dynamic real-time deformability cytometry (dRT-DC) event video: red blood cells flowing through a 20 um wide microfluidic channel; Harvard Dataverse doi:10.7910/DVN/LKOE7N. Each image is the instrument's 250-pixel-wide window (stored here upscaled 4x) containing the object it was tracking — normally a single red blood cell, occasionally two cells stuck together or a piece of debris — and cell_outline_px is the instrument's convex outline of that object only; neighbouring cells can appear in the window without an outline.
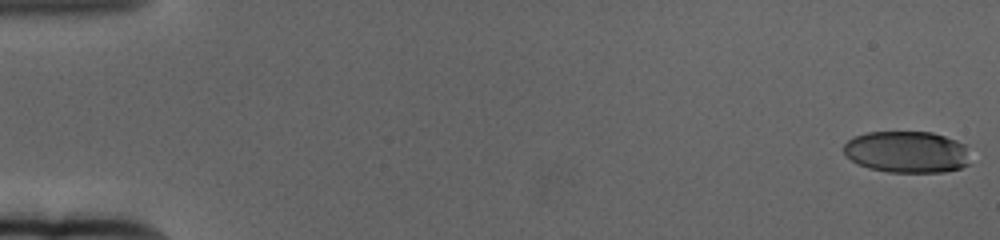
{"species": "human", "species_latin": "Homo sapiens", "temperature_condition": "cold", "stored_images_in_passage": 61, "camera_frame_rate_fps": 3000, "um_per_image_px": 0.085, "donor": {"sex": "female"}, "frame": {"image": 1, "passage_image": 1, "time_ms": 0.0, "image_size_px": [1000, 240], "cell_outline_px": [[968, 164], [960, 168], [944, 172], [888, 172], [868, 168], [856, 164], [844, 156], [844, 144], [852, 136], [868, 132], [932, 132], [956, 140], [964, 144]], "centroid_in_image_um": [77.01, 12.92], "position_along_channel_um": 8.0, "area_um2": 30.81}}
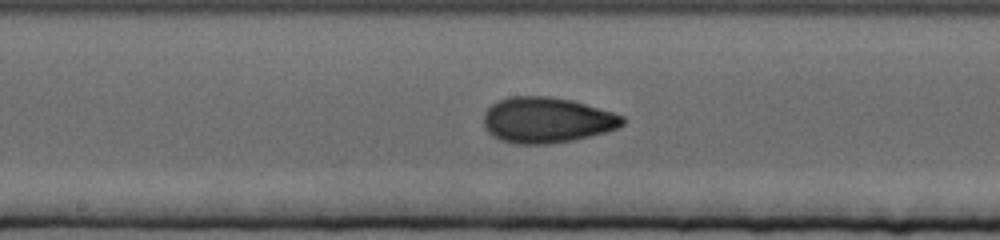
{"frame": {"image": 2, "passage_image": 33, "time_ms": 10.667, "image_size_px": [1000, 240], "cell_outline_px": [[624, 124], [616, 128], [604, 132], [572, 140], [548, 144], [516, 144], [500, 140], [492, 136], [484, 128], [484, 112], [492, 104], [508, 96], [548, 96], [572, 100], [612, 112], [624, 116]], "centroid_in_image_um": [46.44, 10.2], "position_along_channel_um": 201.8, "area_um2": 36.88}}
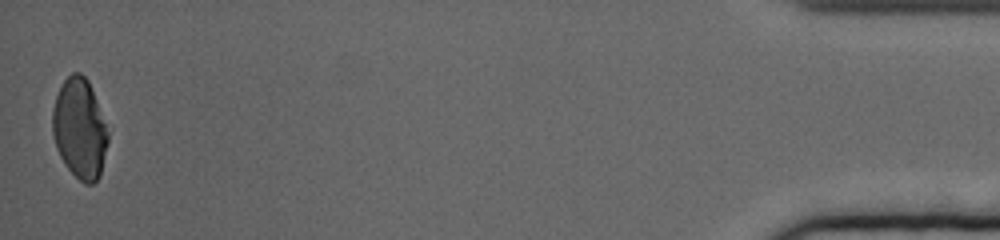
{"frame": {"image": 3, "passage_image": 61, "time_ms": 20.0, "image_size_px": [1000, 240], "cell_outline_px": [[108, 140], [100, 176], [92, 184], [84, 184], [64, 164], [56, 148], [52, 132], [52, 108], [56, 96], [64, 80], [72, 72], [80, 72], [88, 80], [108, 132]], "centroid_in_image_um": [6.75, 10.94], "position_along_channel_um": 428.5, "area_um2": 32.08}, "authors_computed_cell_mechanics": {"area_um2": 34.6222, "velocity_mm_per_s": 3.3436, "shape_relaxation_time_tau1_ms": 6.8589, "shape_relaxation_time_tau2_ms": 1.5877, "deformation_change_tau1": 0.1811, "deformation_change_tau2": 0.0616}}